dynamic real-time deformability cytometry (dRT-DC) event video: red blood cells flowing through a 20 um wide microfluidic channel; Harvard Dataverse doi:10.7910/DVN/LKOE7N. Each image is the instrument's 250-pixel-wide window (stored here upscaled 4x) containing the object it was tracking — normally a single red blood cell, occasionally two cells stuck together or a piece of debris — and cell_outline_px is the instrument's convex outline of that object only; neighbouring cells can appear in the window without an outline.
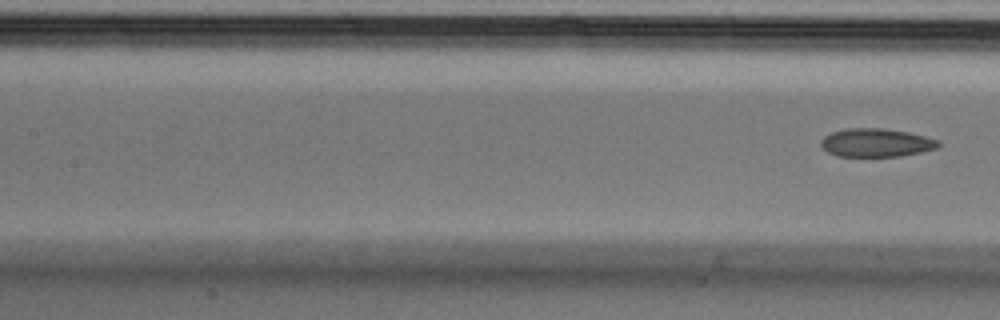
{"species": "Egyptian fruit bat (a non-hibernating species)", "species_latin": "Rousettus aegyptiacus", "temperature_condition": "cold", "stored_images_in_passage": 8, "segment_of_instrument_passage": [2, 2], "camera_frame_rate_fps": 3000, "um_per_image_px": 0.085, "animal": {"sex": "male"}, "frame": {"image": 1, "passage_image": 8, "time_ms": 2.333, "image_size_px": [1000, 320], "cell_outline_px": [[940, 144], [936, 148], [920, 152], [900, 156], [836, 156], [828, 152], [820, 144], [820, 140], [824, 136], [832, 132], [844, 128], [884, 128], [908, 132], [940, 140]], "centroid_in_image_um": [74.45, 12.12], "position_along_channel_um": 132.9, "area_um2": 19.42}}